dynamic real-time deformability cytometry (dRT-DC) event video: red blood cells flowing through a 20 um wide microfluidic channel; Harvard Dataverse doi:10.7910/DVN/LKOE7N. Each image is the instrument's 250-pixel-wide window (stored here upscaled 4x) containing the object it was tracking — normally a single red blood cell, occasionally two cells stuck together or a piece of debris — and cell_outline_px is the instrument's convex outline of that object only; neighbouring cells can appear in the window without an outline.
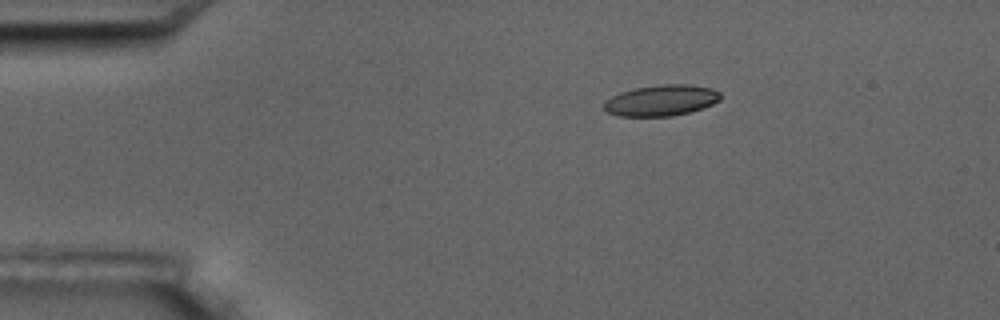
{"species": "common noctule bat (a hibernating species)", "species_latin": "Nyctalus noctula", "temperature_condition": "room temperature", "stored_images_in_passage": 3, "camera_frame_rate_fps": 3000, "um_per_image_px": 0.085, "animal": {"sex": "male", "body_mass_g": 17.5, "forearm_length_mm": 52.3}, "frame": {"image": 1, "passage_image": 3, "time_ms": 3.333, "image_size_px": [1000, 320], "cell_outline_px": [[720, 100], [712, 104], [688, 112], [672, 116], [616, 116], [608, 112], [604, 108], [604, 100], [620, 92], [636, 88], [660, 84], [684, 84], [712, 88], [720, 92]], "centroid_in_image_um": [56.18, 8.53], "position_along_channel_um": 28.8, "area_um2": 20.92}}